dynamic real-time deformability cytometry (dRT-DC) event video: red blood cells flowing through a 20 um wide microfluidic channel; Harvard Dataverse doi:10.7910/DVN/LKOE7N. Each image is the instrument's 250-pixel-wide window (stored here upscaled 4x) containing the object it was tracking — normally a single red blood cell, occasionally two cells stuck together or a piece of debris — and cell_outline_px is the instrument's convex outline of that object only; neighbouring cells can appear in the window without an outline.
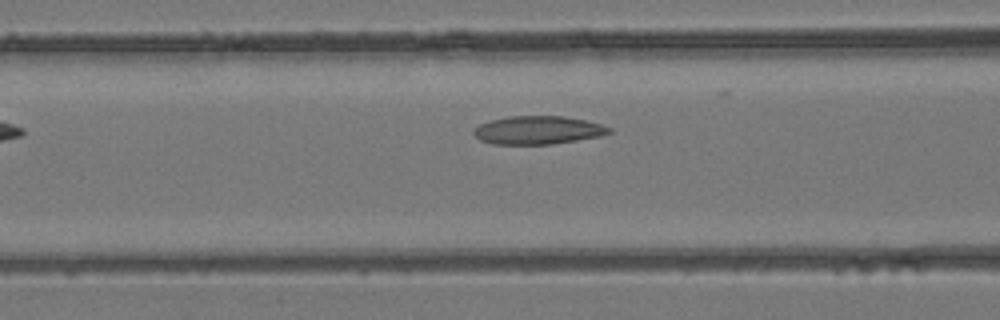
{"species": "common noctule bat (a hibernating species)", "species_latin": "Nyctalus noctula", "temperature_condition": "room temperature", "stored_images_in_passage": 4, "camera_frame_rate_fps": 3000, "um_per_image_px": 0.085, "animal": {"sex": "female", "body_mass_g": 24.6, "forearm_length_mm": 56.2}, "frame": {"image": 1, "passage_image": 3, "time_ms": 0.667, "image_size_px": [1000, 320], "cell_outline_px": [[612, 132], [600, 136], [552, 144], [492, 144], [480, 140], [472, 132], [480, 124], [492, 120], [508, 116], [564, 116], [584, 120], [600, 124], [612, 128]], "centroid_in_image_um": [45.73, 11.06], "position_along_channel_um": 120.9, "area_um2": 22.14}}